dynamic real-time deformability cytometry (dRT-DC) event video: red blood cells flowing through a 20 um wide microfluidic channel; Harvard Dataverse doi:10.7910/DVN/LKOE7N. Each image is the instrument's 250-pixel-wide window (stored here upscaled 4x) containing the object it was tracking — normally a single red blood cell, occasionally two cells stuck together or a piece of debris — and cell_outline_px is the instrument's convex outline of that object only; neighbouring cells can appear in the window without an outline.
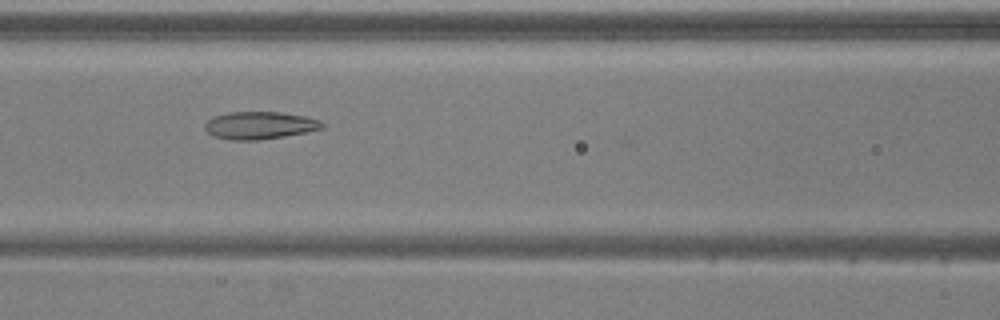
{"species": "common noctule bat (a hibernating species)", "species_latin": "Nyctalus noctula", "temperature_condition": "warm", "stored_images_in_passage": 46, "camera_frame_rate_fps": 3000, "um_per_image_px": 0.085, "animal": {"sex": "male", "body_mass_g": 20.5, "forearm_length_mm": 52.5}, "frame": {"image": 1, "passage_image": 16, "time_ms": 5.0, "image_size_px": [1000, 320], "cell_outline_px": [[324, 128], [284, 136], [260, 140], [232, 140], [216, 136], [208, 132], [204, 128], [204, 124], [212, 116], [228, 112], [280, 112], [304, 116], [320, 120], [324, 124]], "centroid_in_image_um": [22.06, 10.65], "position_along_channel_um": 144.5, "area_um2": 18.73}}
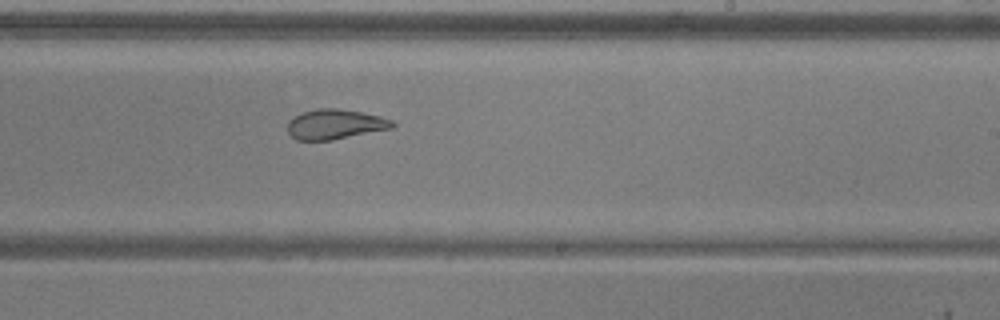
{"frame": {"image": 2, "passage_image": 25, "time_ms": 8.0, "image_size_px": [1000, 320], "cell_outline_px": [[396, 128], [332, 140], [296, 140], [288, 132], [288, 120], [304, 112], [316, 108], [340, 108], [380, 116], [392, 120], [396, 124]], "centroid_in_image_um": [28.53, 10.57], "position_along_channel_um": 260.5, "area_um2": 18.44}}
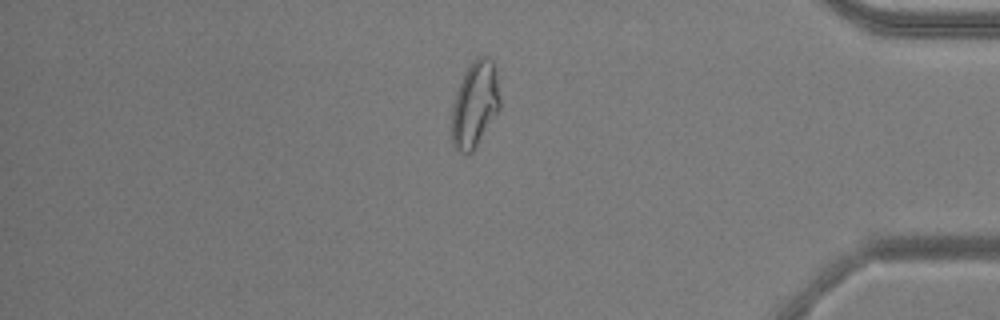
{"frame": {"image": 3, "passage_image": 38, "time_ms": 12.333, "image_size_px": [1000, 320], "cell_outline_px": [[500, 108], [476, 148], [472, 152], [460, 152], [452, 144], [452, 108], [456, 92], [472, 60], [476, 56], [488, 56], [492, 60], [496, 68], [500, 100]], "centroid_in_image_um": [40.39, 8.86], "position_along_channel_um": 394.8, "area_um2": 24.1}, "authors_computed_cell_mechanics": {"area_um2": 20.0277, "velocity_mm_per_s": 3.8734, "shape_relaxation_time_tau1_ms": null, "shape_relaxation_time_tau2_ms": 1.0498, "deformation_change_tau1": null, "deformation_change_tau2": 0.0703}}